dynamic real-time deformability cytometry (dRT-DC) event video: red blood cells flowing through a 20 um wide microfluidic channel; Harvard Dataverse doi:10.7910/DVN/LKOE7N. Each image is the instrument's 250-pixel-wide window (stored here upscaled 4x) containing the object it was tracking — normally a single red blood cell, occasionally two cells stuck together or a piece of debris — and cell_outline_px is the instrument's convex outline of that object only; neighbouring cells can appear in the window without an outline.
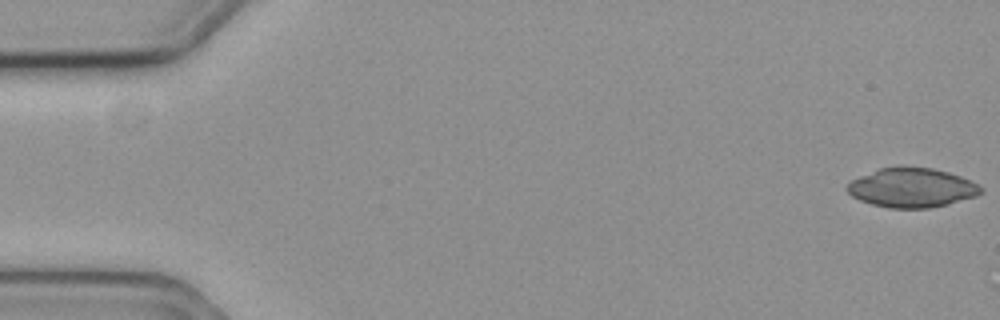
{"species": "common noctule bat (a hibernating species)", "species_latin": "Nyctalus noctula", "temperature_condition": "cold", "stored_images_in_passage": 3, "camera_frame_rate_fps": 3000, "um_per_image_px": 0.085, "animal": {"sex": "female", "body_mass_g": 19.3, "forearm_length_mm": 54.1}, "frame": {"image": 1, "passage_image": 1, "time_ms": 0.0, "image_size_px": [1000, 320], "cell_outline_px": [[984, 192], [976, 196], [948, 204], [928, 208], [888, 208], [872, 204], [860, 200], [852, 196], [844, 188], [852, 180], [860, 176], [880, 168], [896, 164], [904, 164], [932, 168], [948, 172], [960, 176], [980, 184], [984, 188]], "centroid_in_image_um": [77.52, 15.92], "position_along_channel_um": 7.5, "area_um2": 31.27}}